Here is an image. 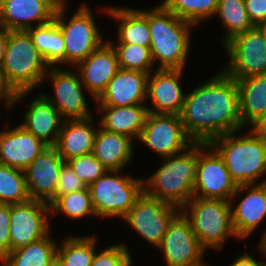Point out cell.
<instances>
[{
    "mask_svg": "<svg viewBox=\"0 0 266 266\" xmlns=\"http://www.w3.org/2000/svg\"><path fill=\"white\" fill-rule=\"evenodd\" d=\"M180 117L188 136L198 143L243 130L236 79L222 70L186 93Z\"/></svg>",
    "mask_w": 266,
    "mask_h": 266,
    "instance_id": "1",
    "label": "cell"
},
{
    "mask_svg": "<svg viewBox=\"0 0 266 266\" xmlns=\"http://www.w3.org/2000/svg\"><path fill=\"white\" fill-rule=\"evenodd\" d=\"M250 129L242 137L233 131L208 143L222 157L237 186L255 184L266 173V137L259 128Z\"/></svg>",
    "mask_w": 266,
    "mask_h": 266,
    "instance_id": "2",
    "label": "cell"
},
{
    "mask_svg": "<svg viewBox=\"0 0 266 266\" xmlns=\"http://www.w3.org/2000/svg\"><path fill=\"white\" fill-rule=\"evenodd\" d=\"M150 50L158 69H184L190 46V28L194 24L180 19L162 3L148 10Z\"/></svg>",
    "mask_w": 266,
    "mask_h": 266,
    "instance_id": "3",
    "label": "cell"
},
{
    "mask_svg": "<svg viewBox=\"0 0 266 266\" xmlns=\"http://www.w3.org/2000/svg\"><path fill=\"white\" fill-rule=\"evenodd\" d=\"M164 159L163 165L146 181H143L144 192L181 209L193 197L197 142H194L184 152Z\"/></svg>",
    "mask_w": 266,
    "mask_h": 266,
    "instance_id": "4",
    "label": "cell"
},
{
    "mask_svg": "<svg viewBox=\"0 0 266 266\" xmlns=\"http://www.w3.org/2000/svg\"><path fill=\"white\" fill-rule=\"evenodd\" d=\"M1 68L8 83L19 93L39 86L50 66L27 31H8Z\"/></svg>",
    "mask_w": 266,
    "mask_h": 266,
    "instance_id": "5",
    "label": "cell"
},
{
    "mask_svg": "<svg viewBox=\"0 0 266 266\" xmlns=\"http://www.w3.org/2000/svg\"><path fill=\"white\" fill-rule=\"evenodd\" d=\"M231 205L230 201L193 196L180 209L205 250L220 249L230 235L238 238L232 225Z\"/></svg>",
    "mask_w": 266,
    "mask_h": 266,
    "instance_id": "6",
    "label": "cell"
},
{
    "mask_svg": "<svg viewBox=\"0 0 266 266\" xmlns=\"http://www.w3.org/2000/svg\"><path fill=\"white\" fill-rule=\"evenodd\" d=\"M119 170H108L88 186L96 216L123 218L143 193V179L121 176Z\"/></svg>",
    "mask_w": 266,
    "mask_h": 266,
    "instance_id": "7",
    "label": "cell"
},
{
    "mask_svg": "<svg viewBox=\"0 0 266 266\" xmlns=\"http://www.w3.org/2000/svg\"><path fill=\"white\" fill-rule=\"evenodd\" d=\"M65 8L66 5L56 10L54 20L64 39L65 64L75 67L104 41L87 4L83 3L68 23L64 18Z\"/></svg>",
    "mask_w": 266,
    "mask_h": 266,
    "instance_id": "8",
    "label": "cell"
},
{
    "mask_svg": "<svg viewBox=\"0 0 266 266\" xmlns=\"http://www.w3.org/2000/svg\"><path fill=\"white\" fill-rule=\"evenodd\" d=\"M236 189L237 185L232 180L218 152L208 143L197 142V167L193 196L230 201Z\"/></svg>",
    "mask_w": 266,
    "mask_h": 266,
    "instance_id": "9",
    "label": "cell"
},
{
    "mask_svg": "<svg viewBox=\"0 0 266 266\" xmlns=\"http://www.w3.org/2000/svg\"><path fill=\"white\" fill-rule=\"evenodd\" d=\"M229 65L223 71L234 79L266 74V40L259 26L246 30L223 45Z\"/></svg>",
    "mask_w": 266,
    "mask_h": 266,
    "instance_id": "10",
    "label": "cell"
},
{
    "mask_svg": "<svg viewBox=\"0 0 266 266\" xmlns=\"http://www.w3.org/2000/svg\"><path fill=\"white\" fill-rule=\"evenodd\" d=\"M137 138L162 158L181 153L194 143L177 114L149 112Z\"/></svg>",
    "mask_w": 266,
    "mask_h": 266,
    "instance_id": "11",
    "label": "cell"
},
{
    "mask_svg": "<svg viewBox=\"0 0 266 266\" xmlns=\"http://www.w3.org/2000/svg\"><path fill=\"white\" fill-rule=\"evenodd\" d=\"M179 211L181 210L178 207L151 197L143 191L123 219L142 238L158 247L168 224Z\"/></svg>",
    "mask_w": 266,
    "mask_h": 266,
    "instance_id": "12",
    "label": "cell"
},
{
    "mask_svg": "<svg viewBox=\"0 0 266 266\" xmlns=\"http://www.w3.org/2000/svg\"><path fill=\"white\" fill-rule=\"evenodd\" d=\"M158 248L163 251L167 266H196L202 263L206 251L181 211L168 224Z\"/></svg>",
    "mask_w": 266,
    "mask_h": 266,
    "instance_id": "13",
    "label": "cell"
},
{
    "mask_svg": "<svg viewBox=\"0 0 266 266\" xmlns=\"http://www.w3.org/2000/svg\"><path fill=\"white\" fill-rule=\"evenodd\" d=\"M48 213L50 205L39 200L10 204V252L49 234Z\"/></svg>",
    "mask_w": 266,
    "mask_h": 266,
    "instance_id": "14",
    "label": "cell"
},
{
    "mask_svg": "<svg viewBox=\"0 0 266 266\" xmlns=\"http://www.w3.org/2000/svg\"><path fill=\"white\" fill-rule=\"evenodd\" d=\"M50 69V71H47L44 80L47 76L51 78L55 97H50L46 93H42V95L59 110L61 117H67V119L92 117L82 92L84 85L78 72L74 74L56 66L50 67Z\"/></svg>",
    "mask_w": 266,
    "mask_h": 266,
    "instance_id": "15",
    "label": "cell"
},
{
    "mask_svg": "<svg viewBox=\"0 0 266 266\" xmlns=\"http://www.w3.org/2000/svg\"><path fill=\"white\" fill-rule=\"evenodd\" d=\"M66 162L54 146H48L25 169L29 199L49 203L55 196L60 171Z\"/></svg>",
    "mask_w": 266,
    "mask_h": 266,
    "instance_id": "16",
    "label": "cell"
},
{
    "mask_svg": "<svg viewBox=\"0 0 266 266\" xmlns=\"http://www.w3.org/2000/svg\"><path fill=\"white\" fill-rule=\"evenodd\" d=\"M78 68L80 80L96 101L105 91L108 82L120 69L115 49L109 41L101 43Z\"/></svg>",
    "mask_w": 266,
    "mask_h": 266,
    "instance_id": "17",
    "label": "cell"
},
{
    "mask_svg": "<svg viewBox=\"0 0 266 266\" xmlns=\"http://www.w3.org/2000/svg\"><path fill=\"white\" fill-rule=\"evenodd\" d=\"M183 69H155L147 80V98L151 99L154 114L180 115L184 105L185 94L179 80Z\"/></svg>",
    "mask_w": 266,
    "mask_h": 266,
    "instance_id": "18",
    "label": "cell"
},
{
    "mask_svg": "<svg viewBox=\"0 0 266 266\" xmlns=\"http://www.w3.org/2000/svg\"><path fill=\"white\" fill-rule=\"evenodd\" d=\"M247 191L245 197L233 207L231 205L232 225L239 239L248 238L266 217V183L239 185L230 202L237 193ZM235 196V197H234Z\"/></svg>",
    "mask_w": 266,
    "mask_h": 266,
    "instance_id": "19",
    "label": "cell"
},
{
    "mask_svg": "<svg viewBox=\"0 0 266 266\" xmlns=\"http://www.w3.org/2000/svg\"><path fill=\"white\" fill-rule=\"evenodd\" d=\"M55 12L47 0H0V26L8 31H27L34 21L37 26L51 22Z\"/></svg>",
    "mask_w": 266,
    "mask_h": 266,
    "instance_id": "20",
    "label": "cell"
},
{
    "mask_svg": "<svg viewBox=\"0 0 266 266\" xmlns=\"http://www.w3.org/2000/svg\"><path fill=\"white\" fill-rule=\"evenodd\" d=\"M148 76L149 73L120 68L96 103L106 106L143 104L147 99Z\"/></svg>",
    "mask_w": 266,
    "mask_h": 266,
    "instance_id": "21",
    "label": "cell"
},
{
    "mask_svg": "<svg viewBox=\"0 0 266 266\" xmlns=\"http://www.w3.org/2000/svg\"><path fill=\"white\" fill-rule=\"evenodd\" d=\"M48 147L22 125L0 132V163L24 170Z\"/></svg>",
    "mask_w": 266,
    "mask_h": 266,
    "instance_id": "22",
    "label": "cell"
},
{
    "mask_svg": "<svg viewBox=\"0 0 266 266\" xmlns=\"http://www.w3.org/2000/svg\"><path fill=\"white\" fill-rule=\"evenodd\" d=\"M242 125L260 128L266 121V74L236 79Z\"/></svg>",
    "mask_w": 266,
    "mask_h": 266,
    "instance_id": "23",
    "label": "cell"
},
{
    "mask_svg": "<svg viewBox=\"0 0 266 266\" xmlns=\"http://www.w3.org/2000/svg\"><path fill=\"white\" fill-rule=\"evenodd\" d=\"M38 97L29 104L24 123L20 125L48 146H55L63 118L42 94Z\"/></svg>",
    "mask_w": 266,
    "mask_h": 266,
    "instance_id": "24",
    "label": "cell"
},
{
    "mask_svg": "<svg viewBox=\"0 0 266 266\" xmlns=\"http://www.w3.org/2000/svg\"><path fill=\"white\" fill-rule=\"evenodd\" d=\"M92 120V117L63 120L58 140L54 147L65 162L72 158L92 153L97 132V129L93 127Z\"/></svg>",
    "mask_w": 266,
    "mask_h": 266,
    "instance_id": "25",
    "label": "cell"
},
{
    "mask_svg": "<svg viewBox=\"0 0 266 266\" xmlns=\"http://www.w3.org/2000/svg\"><path fill=\"white\" fill-rule=\"evenodd\" d=\"M98 106H100L98 111L105 113L98 124L104 130L126 135L132 140L137 138L143 131L149 113L148 108L144 104L131 106Z\"/></svg>",
    "mask_w": 266,
    "mask_h": 266,
    "instance_id": "26",
    "label": "cell"
},
{
    "mask_svg": "<svg viewBox=\"0 0 266 266\" xmlns=\"http://www.w3.org/2000/svg\"><path fill=\"white\" fill-rule=\"evenodd\" d=\"M132 139L126 135L97 128L92 154L108 169L122 170L133 155Z\"/></svg>",
    "mask_w": 266,
    "mask_h": 266,
    "instance_id": "27",
    "label": "cell"
},
{
    "mask_svg": "<svg viewBox=\"0 0 266 266\" xmlns=\"http://www.w3.org/2000/svg\"><path fill=\"white\" fill-rule=\"evenodd\" d=\"M109 16L118 20L117 43L139 44L150 47V31L148 26V11L119 7L104 8Z\"/></svg>",
    "mask_w": 266,
    "mask_h": 266,
    "instance_id": "28",
    "label": "cell"
},
{
    "mask_svg": "<svg viewBox=\"0 0 266 266\" xmlns=\"http://www.w3.org/2000/svg\"><path fill=\"white\" fill-rule=\"evenodd\" d=\"M50 234L12 250L2 260V266H50L56 259L57 244Z\"/></svg>",
    "mask_w": 266,
    "mask_h": 266,
    "instance_id": "29",
    "label": "cell"
},
{
    "mask_svg": "<svg viewBox=\"0 0 266 266\" xmlns=\"http://www.w3.org/2000/svg\"><path fill=\"white\" fill-rule=\"evenodd\" d=\"M27 32L50 67L65 63L64 39L54 19L49 23L34 26Z\"/></svg>",
    "mask_w": 266,
    "mask_h": 266,
    "instance_id": "30",
    "label": "cell"
},
{
    "mask_svg": "<svg viewBox=\"0 0 266 266\" xmlns=\"http://www.w3.org/2000/svg\"><path fill=\"white\" fill-rule=\"evenodd\" d=\"M94 237H67L62 247L57 246L56 259L62 266H91L96 252Z\"/></svg>",
    "mask_w": 266,
    "mask_h": 266,
    "instance_id": "31",
    "label": "cell"
},
{
    "mask_svg": "<svg viewBox=\"0 0 266 266\" xmlns=\"http://www.w3.org/2000/svg\"><path fill=\"white\" fill-rule=\"evenodd\" d=\"M215 15H219L222 25L226 27L225 45L237 35L254 27L249 20L244 0H219Z\"/></svg>",
    "mask_w": 266,
    "mask_h": 266,
    "instance_id": "32",
    "label": "cell"
},
{
    "mask_svg": "<svg viewBox=\"0 0 266 266\" xmlns=\"http://www.w3.org/2000/svg\"><path fill=\"white\" fill-rule=\"evenodd\" d=\"M28 200L24 170L0 163V204H16Z\"/></svg>",
    "mask_w": 266,
    "mask_h": 266,
    "instance_id": "33",
    "label": "cell"
},
{
    "mask_svg": "<svg viewBox=\"0 0 266 266\" xmlns=\"http://www.w3.org/2000/svg\"><path fill=\"white\" fill-rule=\"evenodd\" d=\"M219 0H164L162 3L180 19L196 26L203 19L215 16Z\"/></svg>",
    "mask_w": 266,
    "mask_h": 266,
    "instance_id": "34",
    "label": "cell"
},
{
    "mask_svg": "<svg viewBox=\"0 0 266 266\" xmlns=\"http://www.w3.org/2000/svg\"><path fill=\"white\" fill-rule=\"evenodd\" d=\"M50 212L54 215L60 212L72 219H80L89 214L96 216L88 187L59 196L50 205Z\"/></svg>",
    "mask_w": 266,
    "mask_h": 266,
    "instance_id": "35",
    "label": "cell"
},
{
    "mask_svg": "<svg viewBox=\"0 0 266 266\" xmlns=\"http://www.w3.org/2000/svg\"><path fill=\"white\" fill-rule=\"evenodd\" d=\"M115 49L119 67L125 70H138L145 73L152 71L153 62L150 47L139 44L116 43L109 41Z\"/></svg>",
    "mask_w": 266,
    "mask_h": 266,
    "instance_id": "36",
    "label": "cell"
},
{
    "mask_svg": "<svg viewBox=\"0 0 266 266\" xmlns=\"http://www.w3.org/2000/svg\"><path fill=\"white\" fill-rule=\"evenodd\" d=\"M66 163L87 187L108 171L92 153L72 158Z\"/></svg>",
    "mask_w": 266,
    "mask_h": 266,
    "instance_id": "37",
    "label": "cell"
},
{
    "mask_svg": "<svg viewBox=\"0 0 266 266\" xmlns=\"http://www.w3.org/2000/svg\"><path fill=\"white\" fill-rule=\"evenodd\" d=\"M132 258L125 244L112 245L95 252L91 266H131Z\"/></svg>",
    "mask_w": 266,
    "mask_h": 266,
    "instance_id": "38",
    "label": "cell"
},
{
    "mask_svg": "<svg viewBox=\"0 0 266 266\" xmlns=\"http://www.w3.org/2000/svg\"><path fill=\"white\" fill-rule=\"evenodd\" d=\"M86 188V184L82 182L80 178L74 173L72 168L67 163H65L60 171L55 196L48 204L51 205L59 196L70 192L80 191Z\"/></svg>",
    "mask_w": 266,
    "mask_h": 266,
    "instance_id": "39",
    "label": "cell"
},
{
    "mask_svg": "<svg viewBox=\"0 0 266 266\" xmlns=\"http://www.w3.org/2000/svg\"><path fill=\"white\" fill-rule=\"evenodd\" d=\"M10 253V204H0V261Z\"/></svg>",
    "mask_w": 266,
    "mask_h": 266,
    "instance_id": "40",
    "label": "cell"
},
{
    "mask_svg": "<svg viewBox=\"0 0 266 266\" xmlns=\"http://www.w3.org/2000/svg\"><path fill=\"white\" fill-rule=\"evenodd\" d=\"M30 92H19L17 93L14 88L8 83L5 73L0 67V101H4L7 108L10 110L12 106L16 105L22 97H25L26 94Z\"/></svg>",
    "mask_w": 266,
    "mask_h": 266,
    "instance_id": "41",
    "label": "cell"
},
{
    "mask_svg": "<svg viewBox=\"0 0 266 266\" xmlns=\"http://www.w3.org/2000/svg\"><path fill=\"white\" fill-rule=\"evenodd\" d=\"M249 20L254 26H259L266 20V0H244Z\"/></svg>",
    "mask_w": 266,
    "mask_h": 266,
    "instance_id": "42",
    "label": "cell"
},
{
    "mask_svg": "<svg viewBox=\"0 0 266 266\" xmlns=\"http://www.w3.org/2000/svg\"><path fill=\"white\" fill-rule=\"evenodd\" d=\"M230 266H265L263 261H256L250 254H243L238 257Z\"/></svg>",
    "mask_w": 266,
    "mask_h": 266,
    "instance_id": "43",
    "label": "cell"
},
{
    "mask_svg": "<svg viewBox=\"0 0 266 266\" xmlns=\"http://www.w3.org/2000/svg\"><path fill=\"white\" fill-rule=\"evenodd\" d=\"M8 30L0 26V67L3 62V55L5 51V45L7 42Z\"/></svg>",
    "mask_w": 266,
    "mask_h": 266,
    "instance_id": "44",
    "label": "cell"
},
{
    "mask_svg": "<svg viewBox=\"0 0 266 266\" xmlns=\"http://www.w3.org/2000/svg\"><path fill=\"white\" fill-rule=\"evenodd\" d=\"M259 244H260L259 248L261 249L263 256H265L266 258V231H264L262 235V239Z\"/></svg>",
    "mask_w": 266,
    "mask_h": 266,
    "instance_id": "45",
    "label": "cell"
},
{
    "mask_svg": "<svg viewBox=\"0 0 266 266\" xmlns=\"http://www.w3.org/2000/svg\"><path fill=\"white\" fill-rule=\"evenodd\" d=\"M56 10L67 5L65 0H47Z\"/></svg>",
    "mask_w": 266,
    "mask_h": 266,
    "instance_id": "46",
    "label": "cell"
},
{
    "mask_svg": "<svg viewBox=\"0 0 266 266\" xmlns=\"http://www.w3.org/2000/svg\"><path fill=\"white\" fill-rule=\"evenodd\" d=\"M259 28L264 32V37L266 40V20H264L260 25Z\"/></svg>",
    "mask_w": 266,
    "mask_h": 266,
    "instance_id": "47",
    "label": "cell"
},
{
    "mask_svg": "<svg viewBox=\"0 0 266 266\" xmlns=\"http://www.w3.org/2000/svg\"><path fill=\"white\" fill-rule=\"evenodd\" d=\"M259 129L263 132L264 136L266 137V121L260 126Z\"/></svg>",
    "mask_w": 266,
    "mask_h": 266,
    "instance_id": "48",
    "label": "cell"
},
{
    "mask_svg": "<svg viewBox=\"0 0 266 266\" xmlns=\"http://www.w3.org/2000/svg\"><path fill=\"white\" fill-rule=\"evenodd\" d=\"M50 266H62L57 259Z\"/></svg>",
    "mask_w": 266,
    "mask_h": 266,
    "instance_id": "49",
    "label": "cell"
},
{
    "mask_svg": "<svg viewBox=\"0 0 266 266\" xmlns=\"http://www.w3.org/2000/svg\"><path fill=\"white\" fill-rule=\"evenodd\" d=\"M196 266H208V265H206V264H204V263L202 262V263H200V264H198V265H196Z\"/></svg>",
    "mask_w": 266,
    "mask_h": 266,
    "instance_id": "50",
    "label": "cell"
}]
</instances>
